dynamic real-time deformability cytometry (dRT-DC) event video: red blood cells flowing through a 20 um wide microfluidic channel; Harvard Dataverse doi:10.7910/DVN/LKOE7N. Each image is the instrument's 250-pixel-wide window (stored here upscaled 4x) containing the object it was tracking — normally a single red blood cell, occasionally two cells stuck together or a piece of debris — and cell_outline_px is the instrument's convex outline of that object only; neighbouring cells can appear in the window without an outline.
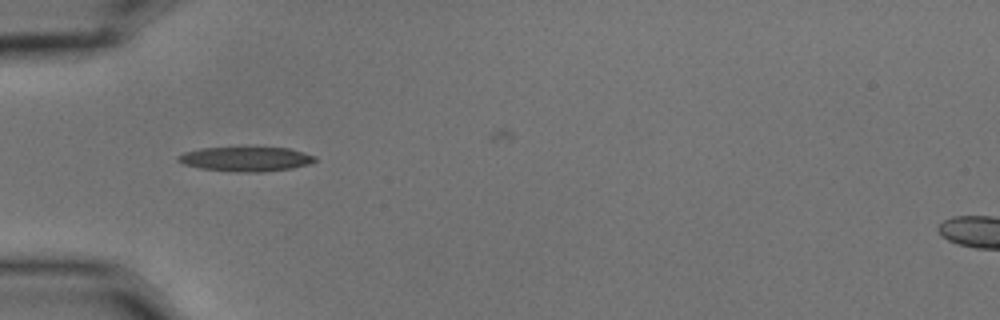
{"species": "common noctule bat (a hibernating species)", "species_latin": "Nyctalus noctula", "temperature_condition": "cold", "stored_images_in_passage": 7, "camera_frame_rate_fps": 3000, "um_per_image_px": 0.085, "animal": {"sex": "male", "body_mass_g": 15.6}, "frame": {"image": 1, "passage_image": 4, "time_ms": 1.0, "image_size_px": [1000, 320], "cell_outline_px": [[316, 160], [308, 164], [292, 168], [264, 172], [236, 172], [200, 168], [184, 164], [176, 160], [176, 156], [184, 152], [200, 148], [288, 148], [304, 152], [316, 156]], "centroid_in_image_um": [20.88, 13.52], "position_along_channel_um": 64.1, "area_um2": 19.48}}
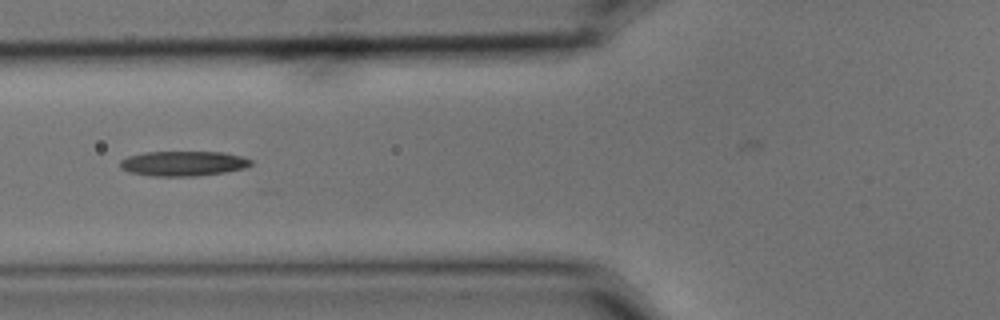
{"frame": {"image": 2, "passage_image": 5, "time_ms": 1.333, "image_size_px": [1000, 320], "cell_outline_px": [[252, 164], [248, 168], [224, 172], [196, 176], [152, 176], [128, 172], [120, 168], [120, 160], [128, 156], [144, 152], [224, 152], [244, 156], [252, 160]], "centroid_in_image_um": [15.6, 13.89], "position_along_channel_um": 110.2, "area_um2": 19.25}}
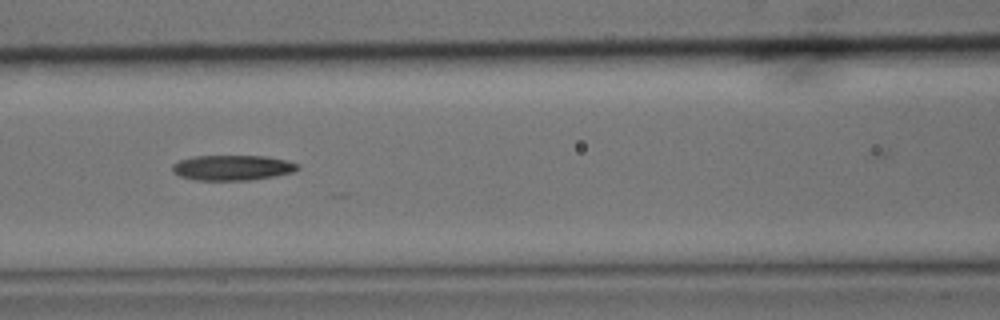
{"frame": {"image": 3, "passage_image": 6, "time_ms": 1.667, "image_size_px": [1000, 320], "cell_outline_px": [[300, 168], [292, 172], [272, 176], [248, 180], [196, 180], [180, 176], [172, 172], [172, 164], [180, 160], [192, 156], [268, 156], [300, 164]], "centroid_in_image_um": [19.73, 14.25], "position_along_channel_um": 146.9, "area_um2": 18.38}}